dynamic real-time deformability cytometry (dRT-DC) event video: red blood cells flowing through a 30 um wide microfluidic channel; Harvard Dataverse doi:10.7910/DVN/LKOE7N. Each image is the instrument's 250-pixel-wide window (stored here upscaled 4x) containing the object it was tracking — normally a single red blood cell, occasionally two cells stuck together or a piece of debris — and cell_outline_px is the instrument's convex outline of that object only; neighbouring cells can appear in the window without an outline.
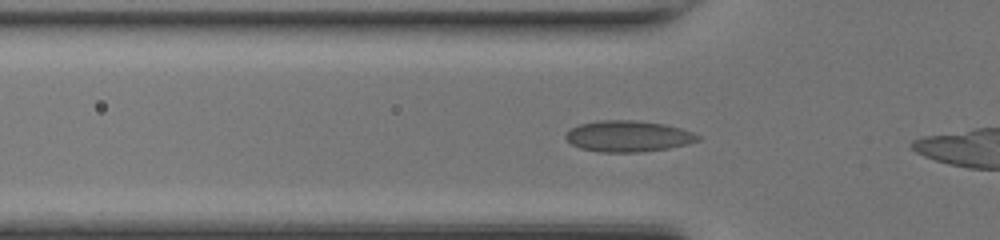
{"species": "common noctule bat (a hibernating species)", "species_latin": "Nyctalus noctula", "temperature_condition": "room temperature", "stored_images_in_passage": 9, "camera_frame_rate_fps": 3000, "um_per_image_px": 0.085, "animal": {"sex": "female", "body_mass_g": 17.0, "forearm_length_mm": 48.0}, "frame": {"image": 1, "passage_image": 4, "time_ms": 1.0, "image_size_px": [1000, 240], "cell_outline_px": [[700, 140], [668, 148], [644, 152], [600, 152], [580, 148], [572, 144], [564, 136], [572, 128], [580, 124], [596, 120], [636, 120], [664, 124], [680, 128], [692, 132], [700, 136]], "centroid_in_image_um": [53.38, 11.57], "position_along_channel_um": 72.4, "area_um2": 23.87}}
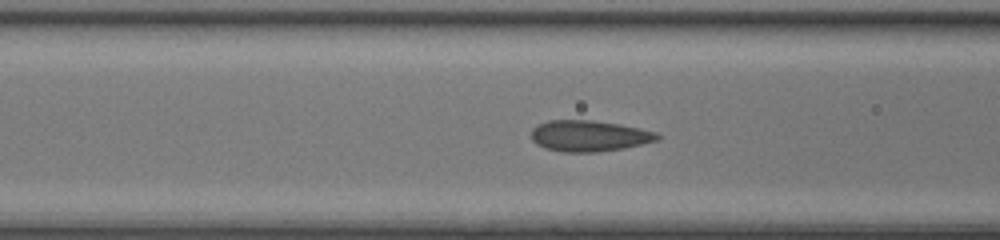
{"frame": {"image": 2, "passage_image": 7, "time_ms": 2.0, "image_size_px": [1000, 240], "cell_outline_px": [[660, 140], [624, 148], [596, 152], [560, 152], [544, 148], [536, 144], [532, 140], [532, 128], [548, 120], [592, 120], [620, 124], [640, 128], [656, 132], [660, 136]], "centroid_in_image_um": [50.08, 11.55], "position_along_channel_um": 116.5, "area_um2": 22.95}}